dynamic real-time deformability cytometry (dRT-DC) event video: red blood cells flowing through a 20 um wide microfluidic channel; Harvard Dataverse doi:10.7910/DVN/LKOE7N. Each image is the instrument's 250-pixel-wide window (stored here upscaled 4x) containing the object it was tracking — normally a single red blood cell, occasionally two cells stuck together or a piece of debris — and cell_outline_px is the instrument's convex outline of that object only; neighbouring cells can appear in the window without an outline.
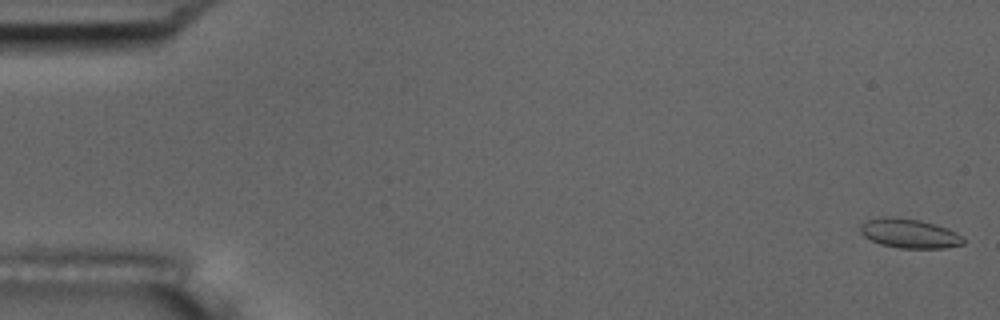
{"species": "common noctule bat (a hibernating species)", "species_latin": "Nyctalus noctula", "temperature_condition": "room temperature", "stored_images_in_passage": 56, "camera_frame_rate_fps": 3000, "um_per_image_px": 0.085, "animal": {"sex": "male", "body_mass_g": 17.5, "forearm_length_mm": 52.3}, "frame": {"image": 1, "passage_image": 1, "time_ms": 0.0, "image_size_px": [1000, 320], "cell_outline_px": [[964, 244], [944, 248], [900, 248], [880, 244], [864, 236], [860, 232], [860, 224], [868, 220], [884, 216], [888, 216], [920, 220], [948, 228], [956, 232], [964, 240]], "centroid_in_image_um": [77.29, 19.84], "position_along_channel_um": 7.7, "area_um2": 17.51}}
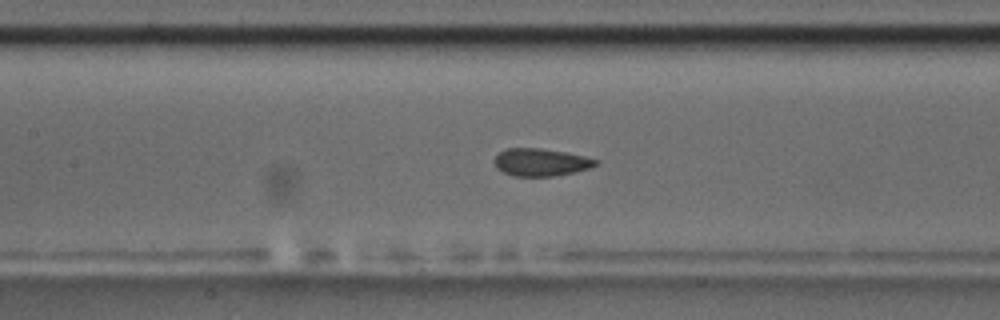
{"frame": {"image": 2, "passage_image": 26, "time_ms": 8.333, "image_size_px": [1000, 320], "cell_outline_px": [[600, 160], [592, 168], [576, 172], [552, 176], [512, 176], [496, 168], [492, 160], [504, 148], [540, 148], [564, 152], [584, 156]], "centroid_in_image_um": [45.96, 13.79], "position_along_channel_um": 161.4, "area_um2": 16.42}}
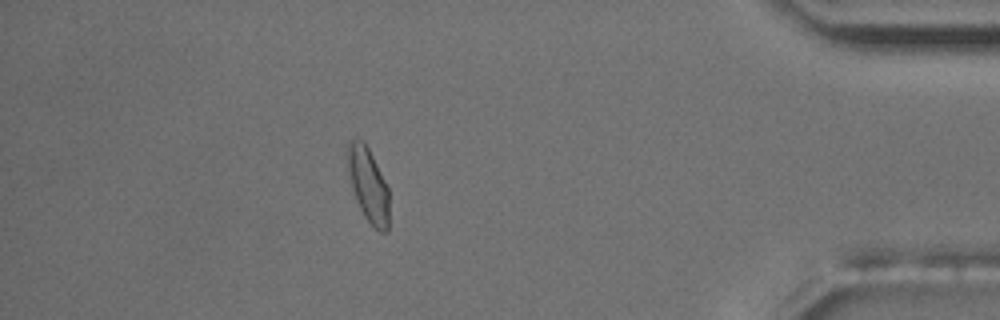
{"frame": {"image": 3, "passage_image": 50, "time_ms": 16.333, "image_size_px": [1000, 320], "cell_outline_px": [[388, 232], [380, 232], [364, 216], [356, 200], [352, 188], [344, 156], [344, 152], [348, 140], [352, 136], [356, 136], [364, 140], [388, 188]], "centroid_in_image_um": [31.23, 15.59], "position_along_channel_um": 404.0, "area_um2": 18.32}, "authors_computed_cell_mechanics": {"area_um2": 16.8198, "velocity_mm_per_s": 3.5849, "shape_relaxation_time_tau1_ms": null, "shape_relaxation_time_tau2_ms": 0.8878, "deformation_change_tau1": null, "deformation_change_tau2": 0.0482}}